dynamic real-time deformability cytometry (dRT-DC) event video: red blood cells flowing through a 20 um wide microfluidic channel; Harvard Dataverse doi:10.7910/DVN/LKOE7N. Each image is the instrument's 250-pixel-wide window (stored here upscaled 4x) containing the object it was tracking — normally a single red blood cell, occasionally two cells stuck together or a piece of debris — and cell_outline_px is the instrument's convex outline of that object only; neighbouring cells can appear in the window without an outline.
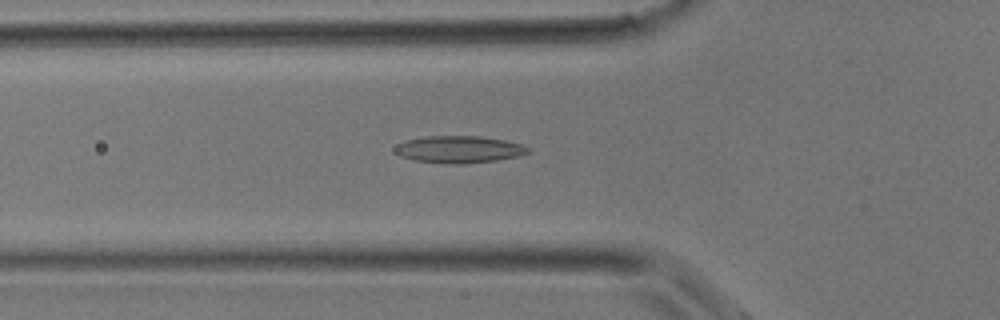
{"species": "common noctule bat (a hibernating species)", "species_latin": "Nyctalus noctula", "temperature_condition": "room temperature", "stored_images_in_passage": 14, "camera_frame_rate_fps": 3000, "um_per_image_px": 0.085, "animal": {"sex": "male", "body_mass_g": 17.9}, "frame": {"image": 1, "passage_image": 13, "time_ms": 4.0, "image_size_px": [1000, 320], "cell_outline_px": [[528, 152], [520, 156], [496, 160], [464, 164], [448, 164], [416, 160], [400, 156], [392, 148], [396, 144], [408, 140], [424, 136], [480, 136], [504, 140], [520, 144], [528, 148]], "centroid_in_image_um": [38.98, 12.7], "position_along_channel_um": 86.8, "area_um2": 20.92}}